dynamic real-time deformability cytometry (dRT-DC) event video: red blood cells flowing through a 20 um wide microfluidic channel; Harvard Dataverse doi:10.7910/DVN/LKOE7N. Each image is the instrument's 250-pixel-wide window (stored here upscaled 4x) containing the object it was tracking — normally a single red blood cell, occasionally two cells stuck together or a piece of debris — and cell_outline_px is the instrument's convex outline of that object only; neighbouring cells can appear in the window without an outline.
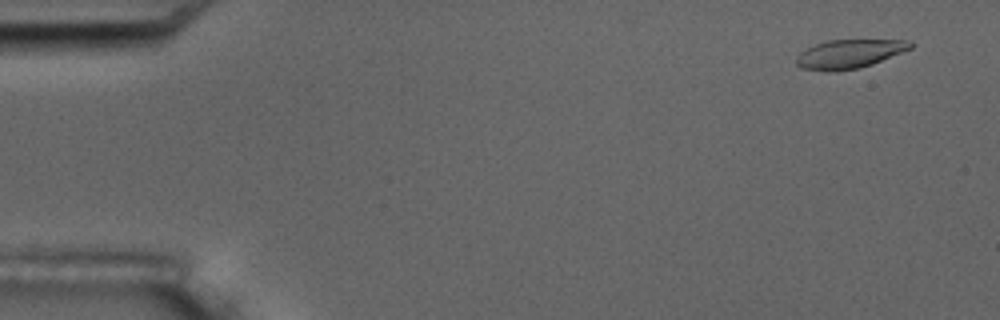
{"species": "common noctule bat (a hibernating species)", "species_latin": "Nyctalus noctula", "temperature_condition": "room temperature", "stored_images_in_passage": 5, "camera_frame_rate_fps": 3000, "um_per_image_px": 0.085, "animal": {"sex": "male", "body_mass_g": 17.5, "forearm_length_mm": 52.3}, "frame": {"image": 1, "passage_image": 1, "time_ms": 0.0, "image_size_px": [1000, 320], "cell_outline_px": [[912, 48], [872, 64], [860, 68], [836, 72], [828, 72], [800, 68], [796, 64], [796, 56], [800, 52], [816, 44], [828, 40], [912, 40]], "centroid_in_image_um": [72.16, 4.6], "position_along_channel_um": 12.8, "area_um2": 19.25}}